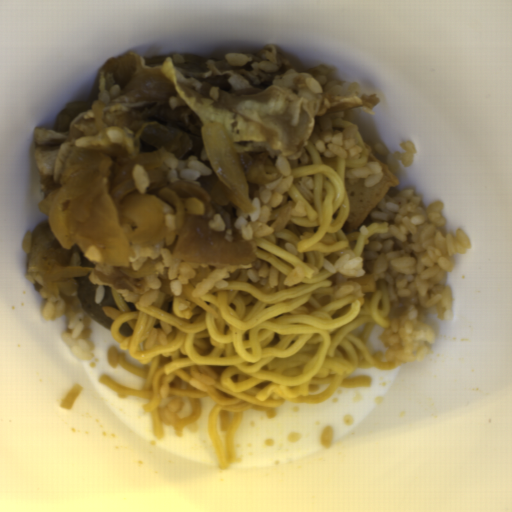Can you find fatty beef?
Returning a JSON list of instances; mask_svg holds the SVG:
<instances>
[{"label": "fatty beef", "instance_id": "8fa450e3", "mask_svg": "<svg viewBox=\"0 0 512 512\" xmlns=\"http://www.w3.org/2000/svg\"><path fill=\"white\" fill-rule=\"evenodd\" d=\"M379 97L342 81L332 65L306 70L278 52L109 57L84 99L35 128L33 156L45 199L76 148L104 157L101 175L120 205L151 195L174 212L168 249L181 262L252 265L255 246L235 226L239 208L211 166L202 126L219 123L232 138L250 201L280 177L277 161L305 164L307 146L336 130L346 113H373Z\"/></svg>", "mask_w": 512, "mask_h": 512}, {"label": "fatty beef", "instance_id": "1bbc456c", "mask_svg": "<svg viewBox=\"0 0 512 512\" xmlns=\"http://www.w3.org/2000/svg\"><path fill=\"white\" fill-rule=\"evenodd\" d=\"M26 254V276L40 296L71 294L77 291L76 278L87 276L96 286L94 302L99 304L105 295V286L118 290L128 288L142 291L147 288L149 276L154 272L155 261L146 258L143 264L133 268L108 267L95 247L80 250L75 244L61 246L52 232L47 215L34 229L26 231L22 238Z\"/></svg>", "mask_w": 512, "mask_h": 512}]
</instances>
